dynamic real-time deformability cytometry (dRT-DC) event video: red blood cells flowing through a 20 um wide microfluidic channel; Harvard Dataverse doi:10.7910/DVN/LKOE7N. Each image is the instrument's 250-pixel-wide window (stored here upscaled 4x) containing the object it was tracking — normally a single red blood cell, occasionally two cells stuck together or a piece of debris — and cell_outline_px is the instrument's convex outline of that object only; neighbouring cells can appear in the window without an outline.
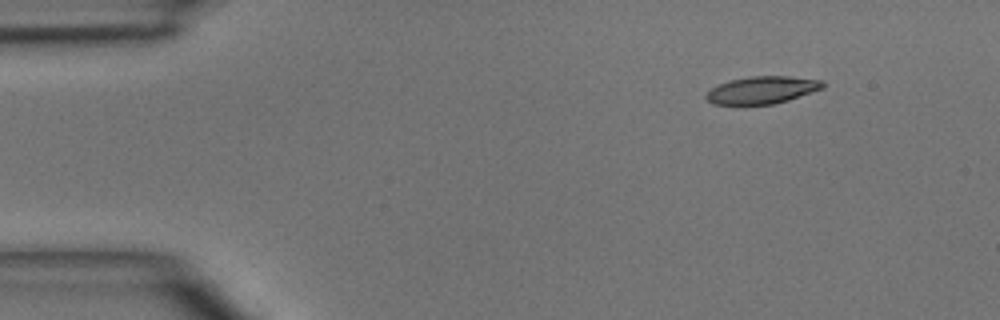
{"species": "common noctule bat (a hibernating species)", "species_latin": "Nyctalus noctula", "temperature_condition": "room temperature", "stored_images_in_passage": 4, "camera_frame_rate_fps": 3000, "um_per_image_px": 0.085, "animal": {"sex": "male", "body_mass_g": 15.6}, "frame": {"image": 1, "passage_image": 1, "time_ms": 0.0, "image_size_px": [1000, 320], "cell_outline_px": [[824, 88], [788, 100], [772, 104], [712, 104], [704, 96], [712, 88], [728, 80], [752, 76], [788, 76], [824, 80]], "centroid_in_image_um": [64.8, 7.64], "position_along_channel_um": 20.2, "area_um2": 18.5}}